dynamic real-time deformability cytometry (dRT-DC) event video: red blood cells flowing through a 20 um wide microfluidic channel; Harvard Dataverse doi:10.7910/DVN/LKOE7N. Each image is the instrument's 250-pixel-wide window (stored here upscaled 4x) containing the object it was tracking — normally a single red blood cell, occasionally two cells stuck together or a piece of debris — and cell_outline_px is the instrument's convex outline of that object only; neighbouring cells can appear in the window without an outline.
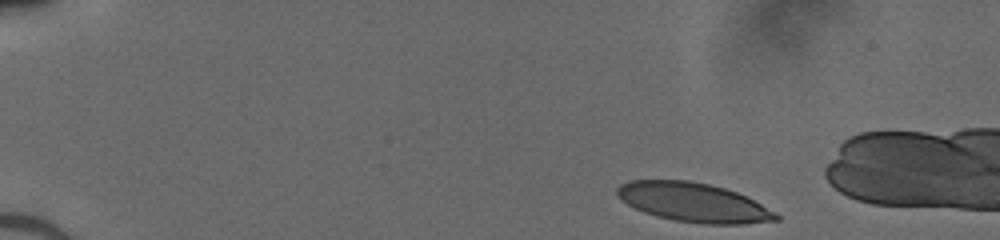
{"species": "human", "species_latin": "Homo sapiens", "temperature_condition": "cold", "stored_images_in_passage": 43, "camera_frame_rate_fps": 3000, "um_per_image_px": 0.085, "donor": {"sex": "male"}, "frame": {"image": 1, "passage_image": 1, "time_ms": 0.0, "image_size_px": [1000, 240], "cell_outline_px": [[780, 220], [744, 224], [704, 224], [676, 220], [656, 216], [644, 212], [628, 204], [616, 196], [616, 188], [620, 184], [628, 180], [688, 180], [708, 184], [724, 188], [736, 192], [776, 212], [780, 216]], "centroid_in_image_um": [58.92, 17.2], "position_along_channel_um": 26.1, "area_um2": 36.07}}
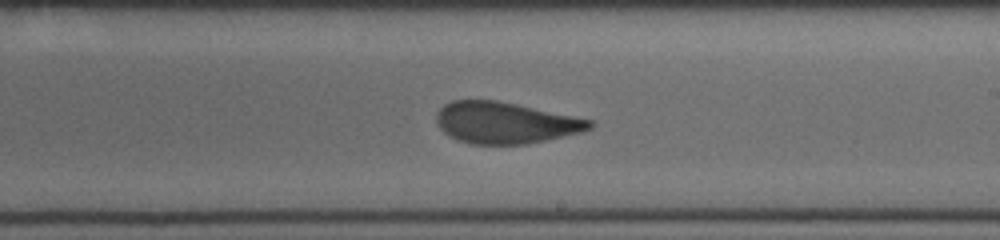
{"frame": {"image": 2, "passage_image": 25, "time_ms": 8.0, "image_size_px": [1000, 240], "cell_outline_px": [[596, 124], [592, 128], [580, 132], [544, 140], [524, 144], [472, 144], [456, 140], [448, 136], [436, 124], [436, 112], [444, 104], [452, 100], [496, 100], [516, 104], [592, 120]], "centroid_in_image_um": [42.9, 10.43], "position_along_channel_um": 246.1, "area_um2": 36.88}}
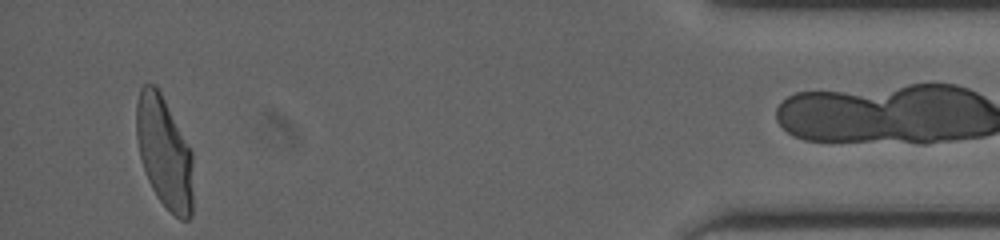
{"frame": {"image": 3, "passage_image": 42, "time_ms": 13.667, "image_size_px": [1000, 240], "cell_outline_px": [[192, 216], [188, 220], [180, 220], [156, 196], [148, 180], [140, 156], [136, 136], [136, 104], [140, 88], [144, 84], [156, 84], [192, 152]], "centroid_in_image_um": [13.96, 12.95], "position_along_channel_um": 421.2, "area_um2": 36.65}}